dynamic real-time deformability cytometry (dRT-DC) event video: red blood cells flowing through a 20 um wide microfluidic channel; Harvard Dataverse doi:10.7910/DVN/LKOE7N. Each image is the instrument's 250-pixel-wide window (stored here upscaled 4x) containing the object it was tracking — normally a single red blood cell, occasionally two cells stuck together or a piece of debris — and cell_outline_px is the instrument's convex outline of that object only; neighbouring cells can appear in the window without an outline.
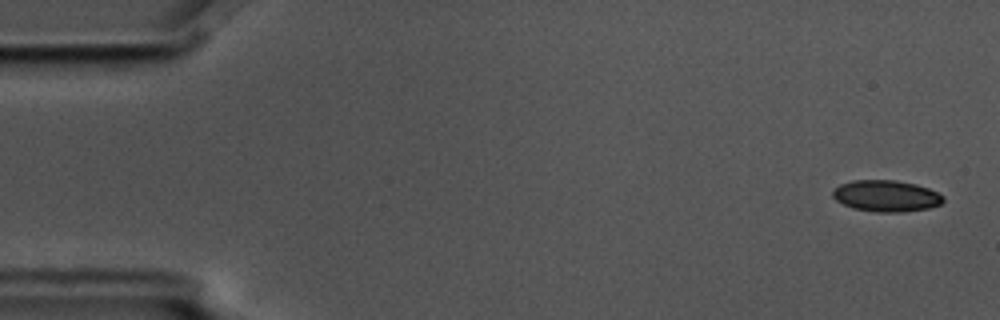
{"species": "common noctule bat (a hibernating species)", "species_latin": "Nyctalus noctula", "temperature_condition": "cold", "stored_images_in_passage": 5, "camera_frame_rate_fps": 3000, "um_per_image_px": 0.085, "animal": {"sex": "male", "body_mass_g": 17.5, "forearm_length_mm": 52.3}, "frame": {"image": 1, "passage_image": 1, "time_ms": 0.0, "image_size_px": [1000, 320], "cell_outline_px": [[944, 200], [940, 204], [928, 208], [904, 212], [876, 212], [852, 208], [836, 200], [832, 196], [832, 192], [840, 184], [852, 180], [896, 180], [916, 184], [928, 188], [944, 196]], "centroid_in_image_um": [75.32, 16.65], "position_along_channel_um": 9.7, "area_um2": 20.23}}